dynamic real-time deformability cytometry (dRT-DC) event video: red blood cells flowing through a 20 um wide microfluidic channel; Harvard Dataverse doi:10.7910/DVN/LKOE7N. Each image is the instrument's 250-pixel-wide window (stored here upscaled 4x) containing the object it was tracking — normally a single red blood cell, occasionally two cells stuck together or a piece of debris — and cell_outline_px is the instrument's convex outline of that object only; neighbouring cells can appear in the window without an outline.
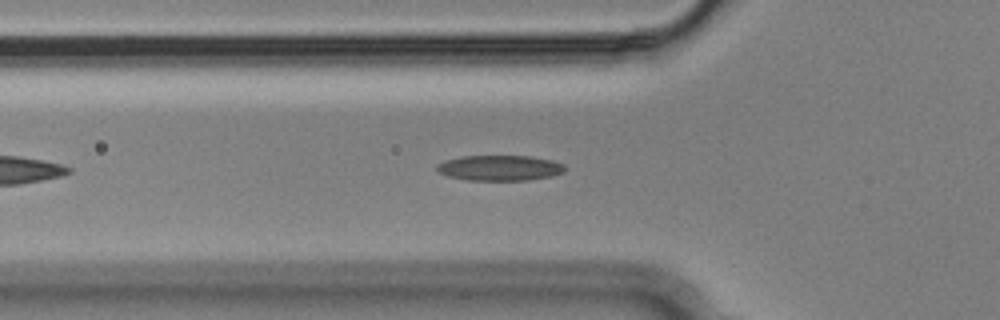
{"species": "Egyptian fruit bat (a non-hibernating species)", "species_latin": "Rousettus aegyptiacus", "temperature_condition": "cold", "stored_images_in_passage": 23, "camera_frame_rate_fps": 3000, "um_per_image_px": 0.085, "animal": {"sex": "male"}, "frame": {"image": 1, "passage_image": 9, "time_ms": 2.667, "image_size_px": [1000, 320], "cell_outline_px": [[564, 172], [552, 176], [528, 180], [468, 180], [448, 176], [440, 172], [436, 168], [436, 164], [460, 156], [532, 156], [552, 160], [564, 164]], "centroid_in_image_um": [42.5, 14.27], "position_along_channel_um": 83.3, "area_um2": 18.9}}
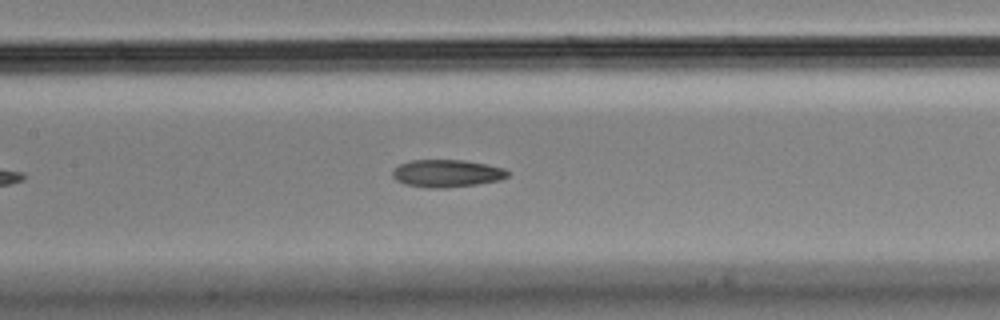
{"frame": {"image": 2, "passage_image": 16, "time_ms": 5.0, "image_size_px": [1000, 320], "cell_outline_px": [[508, 176], [500, 180], [476, 184], [448, 188], [428, 188], [404, 184], [396, 180], [392, 176], [392, 172], [400, 164], [412, 160], [464, 160], [488, 164], [504, 168], [508, 172]], "centroid_in_image_um": [37.98, 14.74], "position_along_channel_um": 169.4, "area_um2": 18.5}}
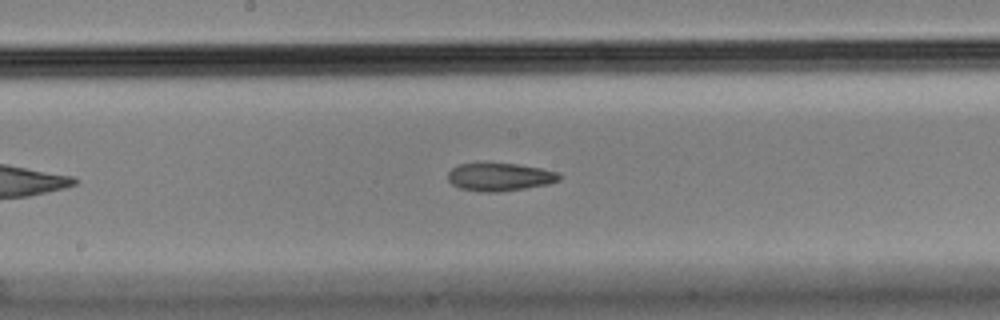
{"frame": {"image": 3, "passage_image": 19, "time_ms": 6.0, "image_size_px": [1000, 320], "cell_outline_px": [[560, 180], [548, 184], [500, 192], [476, 192], [460, 188], [452, 184], [448, 180], [448, 172], [452, 168], [460, 164], [516, 164], [540, 168], [560, 172]], "centroid_in_image_um": [42.48, 15.06], "position_along_channel_um": 205.7, "area_um2": 18.03}}